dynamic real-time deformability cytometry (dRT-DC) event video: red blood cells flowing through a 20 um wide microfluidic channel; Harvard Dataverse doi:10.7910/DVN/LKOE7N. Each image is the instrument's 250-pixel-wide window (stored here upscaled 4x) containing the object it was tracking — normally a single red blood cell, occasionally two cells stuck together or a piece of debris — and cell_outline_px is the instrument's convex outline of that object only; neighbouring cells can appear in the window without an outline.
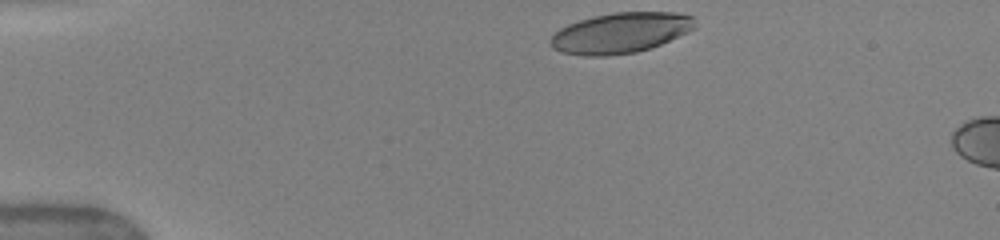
{"species": "human", "species_latin": "Homo sapiens", "temperature_condition": "warm", "stored_images_in_passage": 5, "camera_frame_rate_fps": 3000, "um_per_image_px": 0.085, "donor": {"sex": "female"}, "frame": {"image": 1, "passage_image": 1, "time_ms": 0.0, "image_size_px": [1000, 240], "cell_outline_px": [[696, 28], [688, 32], [660, 44], [636, 52], [608, 56], [584, 56], [560, 52], [552, 48], [548, 44], [548, 40], [560, 28], [568, 24], [580, 20], [612, 12], [680, 12], [692, 16]], "centroid_in_image_um": [52.72, 2.8], "position_along_channel_um": 32.3, "area_um2": 34.16}}